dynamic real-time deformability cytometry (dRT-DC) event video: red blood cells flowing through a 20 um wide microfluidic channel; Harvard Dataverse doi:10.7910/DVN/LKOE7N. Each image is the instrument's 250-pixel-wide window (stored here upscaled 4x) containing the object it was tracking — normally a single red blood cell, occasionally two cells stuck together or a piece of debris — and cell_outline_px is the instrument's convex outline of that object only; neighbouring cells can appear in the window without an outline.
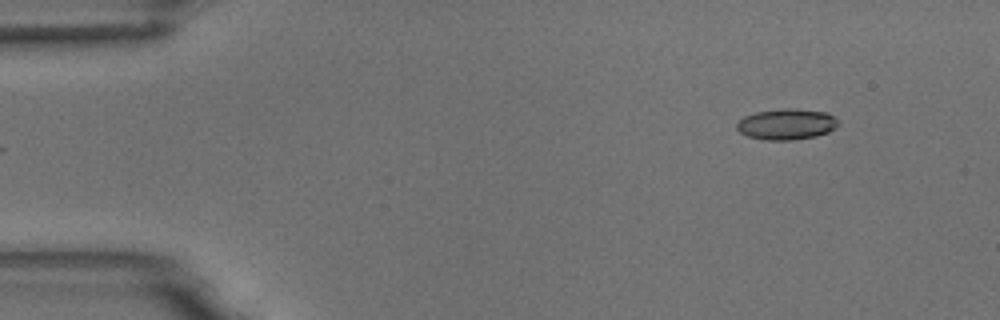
{"species": "common noctule bat (a hibernating species)", "species_latin": "Nyctalus noctula", "temperature_condition": "room temperature", "stored_images_in_passage": 3, "camera_frame_rate_fps": 3000, "um_per_image_px": 0.085, "animal": {"sex": "male", "body_mass_g": 18.8}, "frame": {"image": 1, "passage_image": 1, "time_ms": 0.0, "image_size_px": [1000, 320], "cell_outline_px": [[840, 124], [836, 128], [828, 132], [816, 136], [792, 140], [764, 140], [748, 136], [740, 132], [736, 128], [736, 124], [744, 116], [756, 112], [784, 108], [796, 108], [828, 112]], "centroid_in_image_um": [66.87, 10.55], "position_along_channel_um": 18.1, "area_um2": 18.38}}